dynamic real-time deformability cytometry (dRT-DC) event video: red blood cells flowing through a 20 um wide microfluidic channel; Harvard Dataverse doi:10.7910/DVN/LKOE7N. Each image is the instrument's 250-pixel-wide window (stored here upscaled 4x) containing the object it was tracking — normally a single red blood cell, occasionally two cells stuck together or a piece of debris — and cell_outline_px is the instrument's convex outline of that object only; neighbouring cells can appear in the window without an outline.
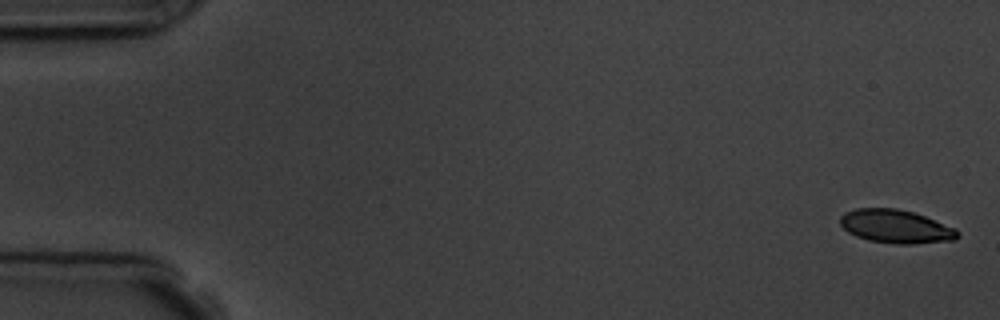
{"species": "common noctule bat (a hibernating species)", "species_latin": "Nyctalus noctula", "temperature_condition": "room temperature", "stored_images_in_passage": 8, "camera_frame_rate_fps": 3000, "um_per_image_px": 0.085, "animal": {"sex": "male", "body_mass_g": 19.5, "forearm_length_mm": 54.6}, "frame": {"image": 1, "passage_image": 1, "time_ms": 0.0, "image_size_px": [1000, 320], "cell_outline_px": [[960, 236], [956, 240], [912, 244], [896, 244], [868, 240], [856, 236], [848, 232], [840, 224], [840, 216], [844, 212], [856, 208], [896, 208], [912, 212], [924, 216], [956, 228], [960, 232]], "centroid_in_image_um": [76.16, 19.25], "position_along_channel_um": 8.8, "area_um2": 23.0}}
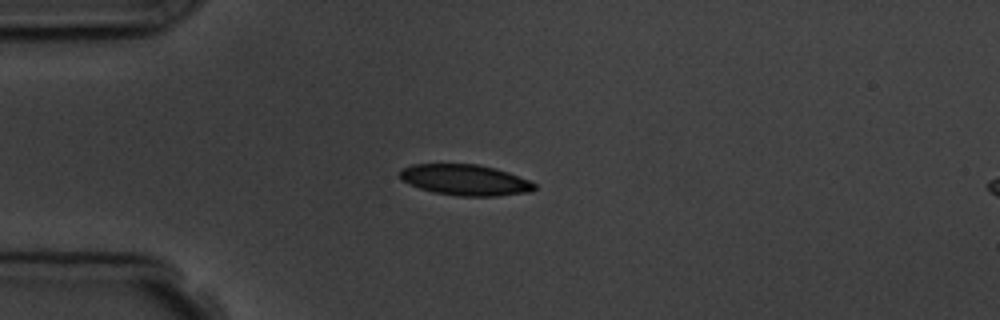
{"frame": {"image": 2, "passage_image": 5, "time_ms": 4.333, "image_size_px": [1000, 320], "cell_outline_px": [[536, 188], [532, 192], [496, 196], [456, 196], [432, 192], [408, 184], [400, 180], [400, 172], [404, 168], [412, 164], [476, 164], [496, 168], [508, 172], [528, 180], [536, 184]], "centroid_in_image_um": [39.54, 15.3], "position_along_channel_um": 45.5, "area_um2": 24.33}}